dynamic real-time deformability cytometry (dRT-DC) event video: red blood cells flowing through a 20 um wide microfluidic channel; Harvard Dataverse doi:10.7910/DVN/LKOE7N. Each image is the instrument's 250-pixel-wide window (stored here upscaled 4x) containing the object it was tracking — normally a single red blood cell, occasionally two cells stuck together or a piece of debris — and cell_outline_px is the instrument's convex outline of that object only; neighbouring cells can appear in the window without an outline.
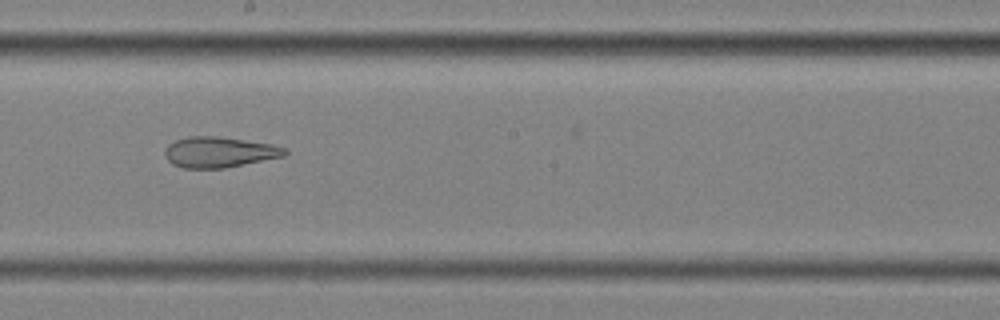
{"species": "common noctule bat (a hibernating species)", "species_latin": "Nyctalus noctula", "temperature_condition": "cold", "stored_images_in_passage": 10, "camera_frame_rate_fps": 3000, "um_per_image_px": 0.085, "animal": {"sex": "female", "body_mass_g": 25.1}, "frame": {"image": 1, "passage_image": 9, "time_ms": 2.667, "image_size_px": [1000, 320], "cell_outline_px": [[288, 152], [284, 156], [224, 168], [184, 168], [172, 164], [164, 156], [164, 152], [168, 144], [176, 140], [188, 136], [216, 136], [272, 144], [288, 148]], "centroid_in_image_um": [18.63, 12.93], "position_along_channel_um": 229.6, "area_um2": 21.39}}
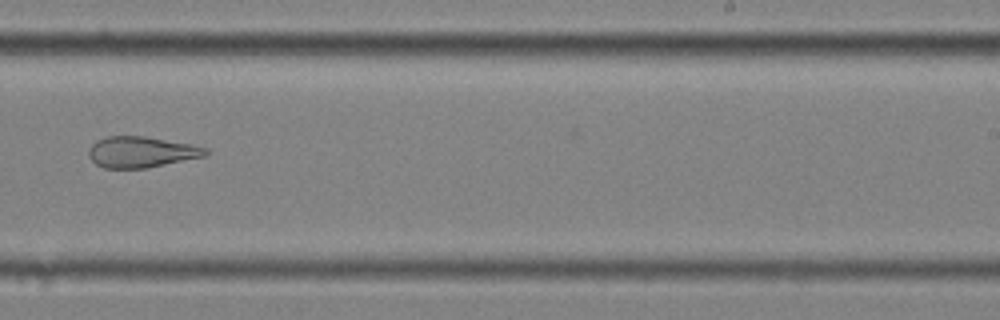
{"frame": {"image": 2, "passage_image": 10, "time_ms": 3.0, "image_size_px": [1000, 320], "cell_outline_px": [[208, 156], [148, 168], [104, 168], [96, 164], [88, 156], [88, 148], [96, 140], [108, 136], [144, 136], [192, 144], [208, 148]], "centroid_in_image_um": [12.03, 12.92], "position_along_channel_um": 277.0, "area_um2": 21.39}}